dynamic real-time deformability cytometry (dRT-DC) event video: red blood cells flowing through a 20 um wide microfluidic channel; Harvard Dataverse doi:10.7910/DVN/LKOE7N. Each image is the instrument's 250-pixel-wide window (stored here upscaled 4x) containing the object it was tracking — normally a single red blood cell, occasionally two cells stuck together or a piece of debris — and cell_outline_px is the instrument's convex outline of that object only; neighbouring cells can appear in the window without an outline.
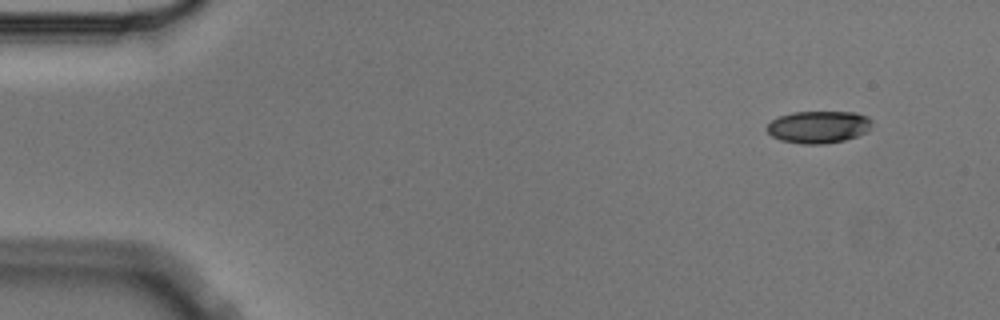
{"species": "Egyptian fruit bat (a non-hibernating species)", "species_latin": "Rousettus aegyptiacus", "temperature_condition": "cold", "stored_images_in_passage": 5, "camera_frame_rate_fps": 3000, "um_per_image_px": 0.085, "animal": {"sex": "male"}, "frame": {"image": 1, "passage_image": 1, "time_ms": 0.0, "image_size_px": [1000, 320], "cell_outline_px": [[872, 128], [868, 132], [844, 140], [824, 144], [804, 144], [780, 140], [772, 136], [768, 132], [768, 124], [772, 120], [780, 116], [792, 112], [856, 112], [868, 116], [872, 120]], "centroid_in_image_um": [69.63, 10.79], "position_along_channel_um": 15.4, "area_um2": 19.83}}
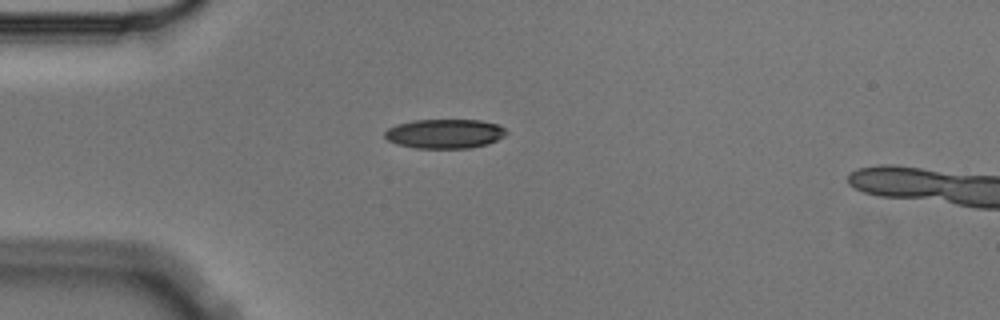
{"frame": {"image": 2, "passage_image": 4, "time_ms": 1.0, "image_size_px": [1000, 320], "cell_outline_px": [[508, 132], [504, 136], [488, 144], [468, 148], [416, 148], [396, 144], [388, 140], [384, 136], [384, 132], [388, 128], [396, 124], [412, 120], [480, 120], [500, 124]], "centroid_in_image_um": [37.8, 11.36], "position_along_channel_um": 47.2, "area_um2": 20.92}}